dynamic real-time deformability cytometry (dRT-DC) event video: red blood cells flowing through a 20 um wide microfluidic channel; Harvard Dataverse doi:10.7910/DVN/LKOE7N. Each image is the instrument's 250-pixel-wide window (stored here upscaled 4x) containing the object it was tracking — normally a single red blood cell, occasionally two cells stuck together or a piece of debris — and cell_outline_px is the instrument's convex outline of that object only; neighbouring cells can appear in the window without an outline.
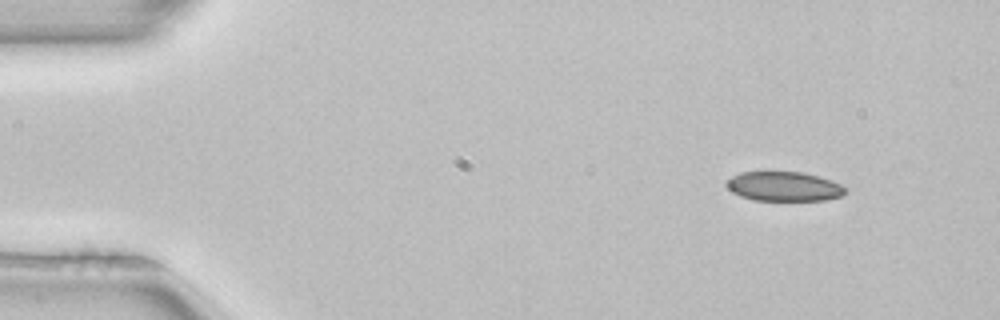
{"species": "common noctule bat (a hibernating species)", "species_latin": "Nyctalus noctula", "temperature_condition": "room temperature", "stored_images_in_passage": 5, "camera_frame_rate_fps": 3000, "um_per_image_px": 0.085, "animal": {"sex": "female", "body_mass_g": 22.7, "forearm_length_mm": 54.2}, "frame": {"image": 1, "passage_image": 1, "time_ms": 0.0, "image_size_px": [1000, 320], "cell_outline_px": [[848, 188], [844, 196], [824, 200], [752, 200], [740, 196], [732, 192], [728, 188], [728, 180], [732, 176], [740, 172], [804, 172], [832, 180]], "centroid_in_image_um": [66.69, 15.85], "position_along_channel_um": 18.3, "area_um2": 20.46}}